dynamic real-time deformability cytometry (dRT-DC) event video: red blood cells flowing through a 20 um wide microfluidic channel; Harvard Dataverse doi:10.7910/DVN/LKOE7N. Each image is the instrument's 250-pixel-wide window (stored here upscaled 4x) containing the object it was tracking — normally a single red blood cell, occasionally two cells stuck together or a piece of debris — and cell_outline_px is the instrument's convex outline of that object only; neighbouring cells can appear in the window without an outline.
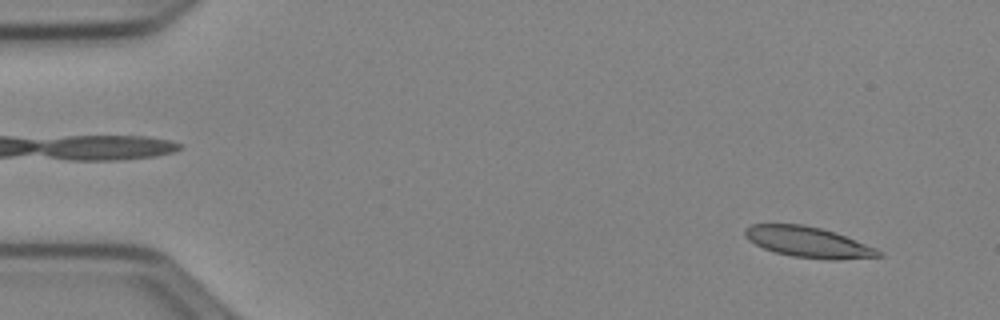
{"species": "Egyptian fruit bat (a non-hibernating species)", "species_latin": "Rousettus aegyptiacus", "temperature_condition": "cold", "stored_images_in_passage": 52, "camera_frame_rate_fps": 3000, "um_per_image_px": 0.085, "animal": {"sex": "female"}, "frame": {"image": 1, "passage_image": 4, "time_ms": 1.0, "image_size_px": [1000, 320], "cell_outline_px": [[884, 256], [836, 260], [828, 260], [792, 256], [776, 252], [764, 248], [748, 240], [744, 236], [744, 228], [752, 224], [804, 224], [836, 232], [876, 248]], "centroid_in_image_um": [68.69, 20.57], "position_along_channel_um": 16.3, "area_um2": 23.87}}
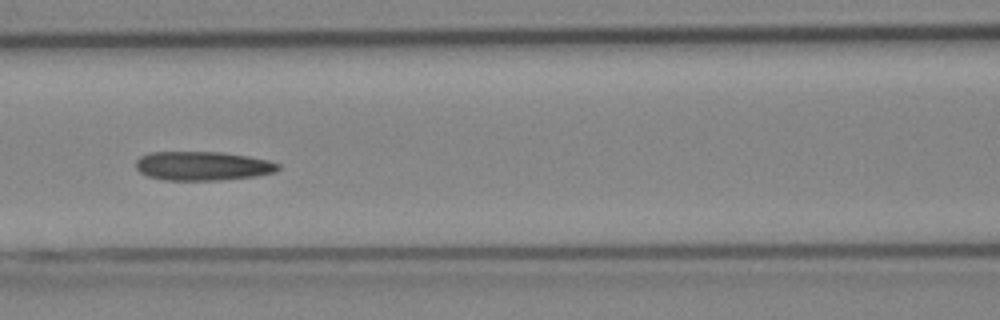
{"frame": {"image": 2, "passage_image": 23, "time_ms": 7.333, "image_size_px": [1000, 320], "cell_outline_px": [[280, 168], [276, 172], [256, 176], [220, 180], [164, 180], [148, 176], [140, 172], [136, 168], [136, 160], [140, 156], [152, 152], [220, 152], [248, 156], [268, 160], [280, 164]], "centroid_in_image_um": [17.24, 14.1], "position_along_channel_um": 149.4, "area_um2": 24.1}}
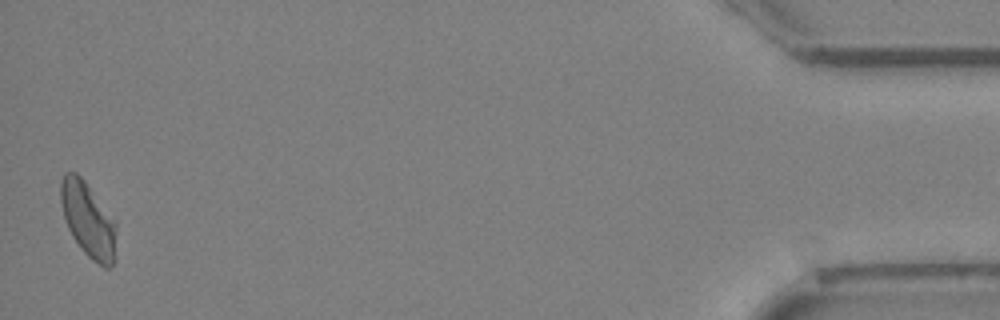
{"frame": {"image": 3, "passage_image": 51, "time_ms": 16.667, "image_size_px": [1000, 320], "cell_outline_px": [[116, 260], [108, 268], [104, 268], [92, 260], [80, 248], [72, 236], [64, 220], [60, 200], [60, 180], [64, 172], [76, 172], [84, 180], [116, 220]], "centroid_in_image_um": [7.5, 18.69], "position_along_channel_um": 427.7, "area_um2": 24.74}}